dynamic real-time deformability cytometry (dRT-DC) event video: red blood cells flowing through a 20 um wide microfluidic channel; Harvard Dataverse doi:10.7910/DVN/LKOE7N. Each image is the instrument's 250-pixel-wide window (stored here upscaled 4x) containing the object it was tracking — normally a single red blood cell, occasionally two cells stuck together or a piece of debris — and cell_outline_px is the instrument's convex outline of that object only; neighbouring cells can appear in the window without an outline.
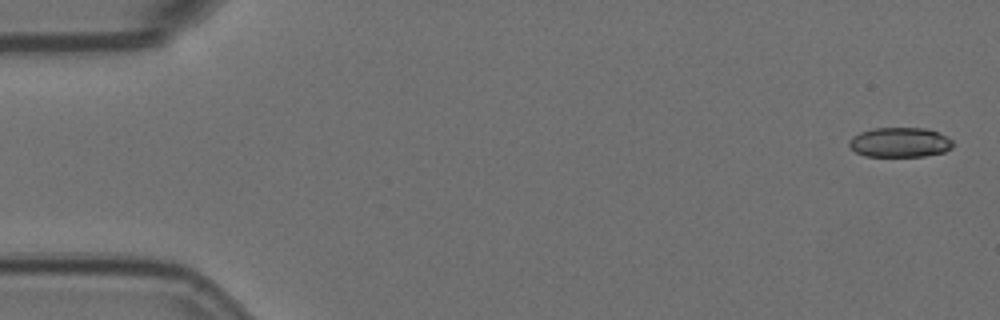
{"species": "Egyptian fruit bat (a non-hibernating species)", "species_latin": "Rousettus aegyptiacus", "temperature_condition": "room temperature", "stored_images_in_passage": 5, "camera_frame_rate_fps": 3000, "um_per_image_px": 0.085, "animal": {"sex": "female"}, "frame": {"image": 1, "passage_image": 5, "time_ms": 1.333, "image_size_px": [1000, 320], "cell_outline_px": [[952, 148], [944, 152], [924, 156], [864, 156], [856, 152], [848, 144], [848, 140], [852, 136], [860, 132], [872, 128], [928, 128], [948, 136], [952, 140]], "centroid_in_image_um": [76.49, 12.09], "position_along_channel_um": 8.5, "area_um2": 18.15}}